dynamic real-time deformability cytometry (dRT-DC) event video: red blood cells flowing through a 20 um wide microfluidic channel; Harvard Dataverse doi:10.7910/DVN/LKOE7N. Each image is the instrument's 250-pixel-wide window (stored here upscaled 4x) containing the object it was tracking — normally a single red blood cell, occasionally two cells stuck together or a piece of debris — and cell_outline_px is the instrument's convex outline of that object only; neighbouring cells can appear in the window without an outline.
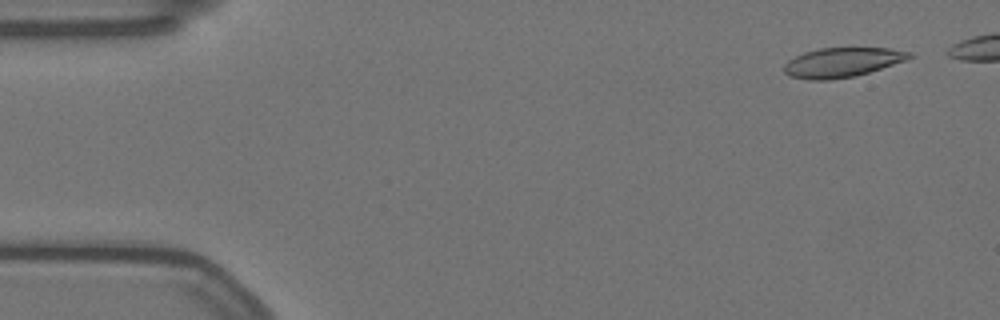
{"species": "Egyptian fruit bat (a non-hibernating species)", "species_latin": "Rousettus aegyptiacus", "temperature_condition": "warm", "stored_images_in_passage": 48, "camera_frame_rate_fps": 3000, "um_per_image_px": 0.085, "animal": {"sex": "female"}, "frame": {"image": 1, "passage_image": 2, "time_ms": 0.333, "image_size_px": [1000, 320], "cell_outline_px": [[916, 56], [908, 60], [856, 76], [828, 80], [808, 80], [788, 76], [784, 72], [784, 64], [788, 60], [804, 52], [820, 48], [888, 48], [912, 52]], "centroid_in_image_um": [71.61, 5.3], "position_along_channel_um": 13.4, "area_um2": 21.79}}
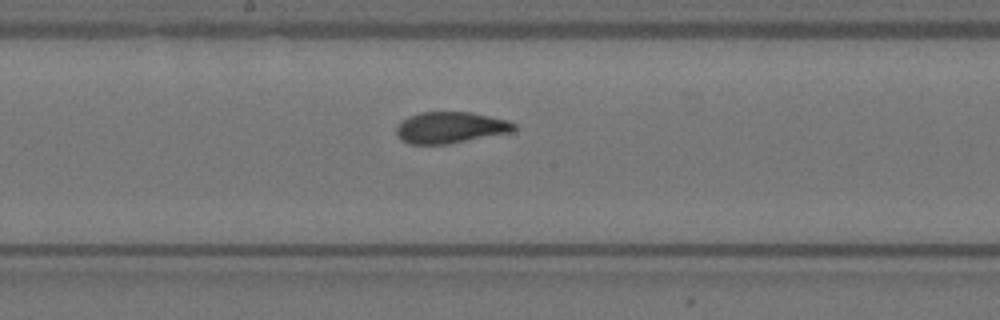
{"frame": {"image": 2, "passage_image": 28, "time_ms": 9.0, "image_size_px": [1000, 320], "cell_outline_px": [[516, 128], [512, 132], [448, 144], [408, 144], [400, 140], [396, 132], [396, 128], [408, 116], [420, 112], [472, 112], [508, 120], [516, 124]], "centroid_in_image_um": [38.29, 10.84], "position_along_channel_um": 209.9, "area_um2": 21.56}}
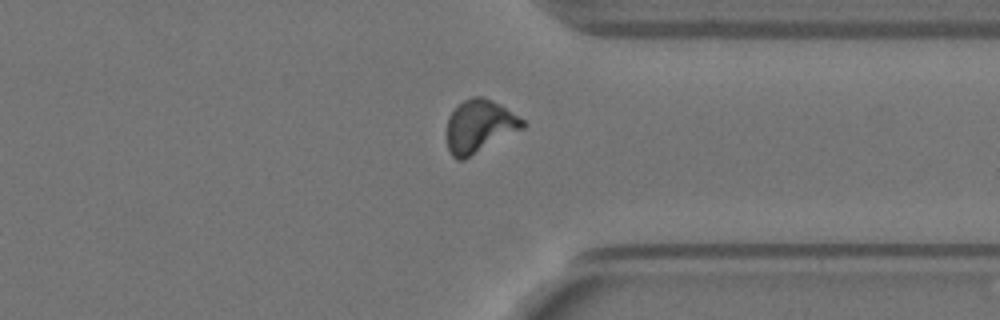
{"frame": {"image": 3, "passage_image": 42, "time_ms": 13.667, "image_size_px": [1000, 320], "cell_outline_px": [[524, 128], [464, 160], [456, 160], [452, 156], [448, 148], [448, 116], [464, 100], [472, 96], [484, 96], [500, 104], [524, 120]], "centroid_in_image_um": [40.76, 10.74], "position_along_channel_um": 370.6, "area_um2": 23.18}}